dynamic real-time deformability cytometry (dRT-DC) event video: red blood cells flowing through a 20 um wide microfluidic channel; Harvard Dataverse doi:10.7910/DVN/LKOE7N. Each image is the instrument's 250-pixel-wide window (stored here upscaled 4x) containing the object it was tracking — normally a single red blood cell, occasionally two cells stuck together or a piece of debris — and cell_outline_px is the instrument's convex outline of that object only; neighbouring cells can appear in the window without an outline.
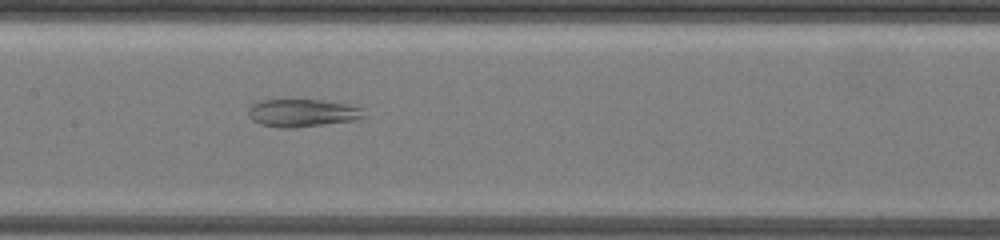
{"species": "common noctule bat (a hibernating species)", "species_latin": "Nyctalus noctula", "temperature_condition": "warm", "stored_images_in_passage": 62, "camera_frame_rate_fps": 3000, "um_per_image_px": 0.085, "animal": {"sex": "female", "body_mass_g": 19.5, "forearm_length_mm": 54.1}, "frame": {"image": 1, "passage_image": 25, "time_ms": 5.0, "image_size_px": [1000, 240], "cell_outline_px": [[364, 116], [356, 120], [292, 128], [280, 128], [260, 124], [252, 120], [248, 116], [248, 108], [252, 104], [264, 100], [320, 100], [344, 104], [360, 108]], "centroid_in_image_um": [25.62, 9.61], "position_along_channel_um": 181.8, "area_um2": 18.38}}
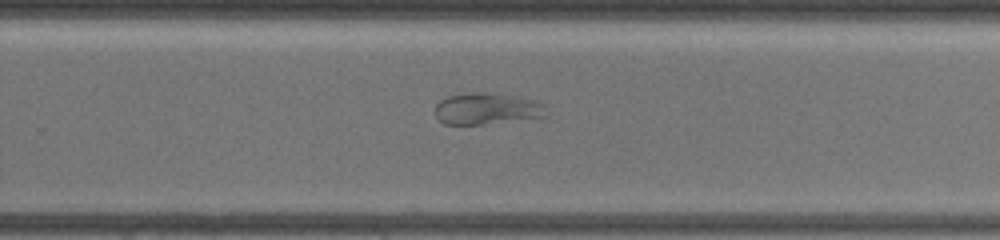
{"frame": {"image": 2, "passage_image": 38, "time_ms": 8.0, "image_size_px": [1000, 240], "cell_outline_px": [[548, 116], [484, 124], [444, 124], [436, 116], [436, 104], [440, 100], [448, 96], [472, 92], [484, 92], [536, 100], [544, 104]], "centroid_in_image_um": [41.39, 9.24], "position_along_channel_um": 288.4, "area_um2": 20.23}}
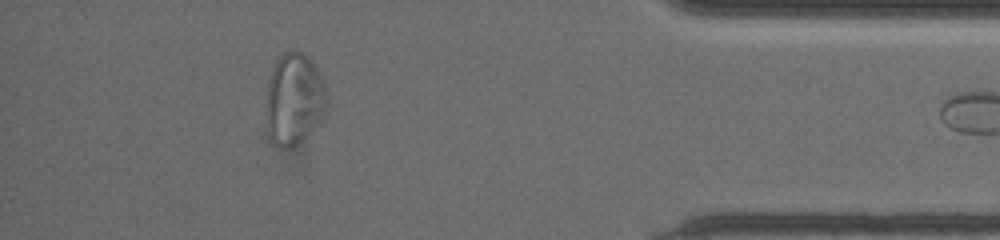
{"frame": {"image": 3, "passage_image": 60, "time_ms": 12.333, "image_size_px": [1000, 240], "cell_outline_px": [[328, 108], [320, 124], [308, 136], [292, 148], [280, 148], [272, 140], [268, 124], [268, 84], [272, 72], [280, 56], [284, 52], [300, 52], [316, 68], [324, 84], [328, 96]], "centroid_in_image_um": [25.08, 8.5], "position_along_channel_um": 410.1, "area_um2": 31.91}}